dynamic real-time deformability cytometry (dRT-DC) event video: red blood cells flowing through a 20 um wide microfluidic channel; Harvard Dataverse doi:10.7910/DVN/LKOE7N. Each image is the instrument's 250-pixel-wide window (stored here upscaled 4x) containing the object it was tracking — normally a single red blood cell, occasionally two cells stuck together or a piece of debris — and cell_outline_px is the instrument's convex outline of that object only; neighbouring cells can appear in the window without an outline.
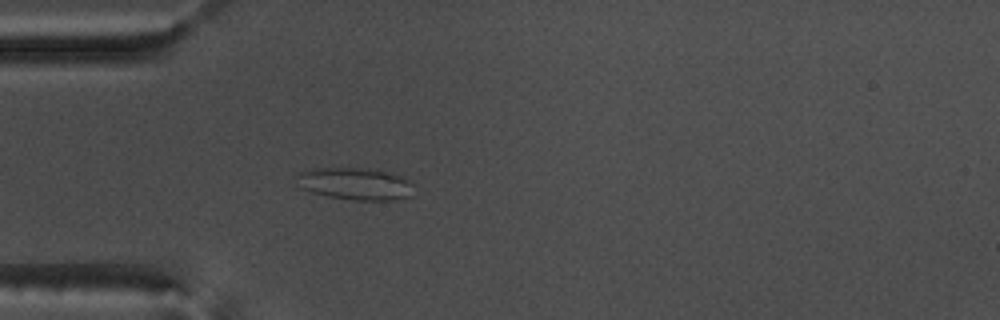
{"species": "common noctule bat (a hibernating species)", "species_latin": "Nyctalus noctula", "temperature_condition": "warm", "stored_images_in_passage": 45, "camera_frame_rate_fps": 3000, "um_per_image_px": 0.085, "animal": {"sex": "male", "body_mass_g": 17.5, "forearm_length_mm": 52.3}, "frame": {"image": 1, "passage_image": 6, "time_ms": 1.667, "image_size_px": [1000, 320], "cell_outline_px": [[412, 184], [408, 196], [392, 200], [356, 200], [328, 196], [312, 192], [300, 188], [300, 172], [316, 168], [360, 168], [384, 172], [404, 176]], "centroid_in_image_um": [30.2, 15.62], "position_along_channel_um": 54.8, "area_um2": 21.27}}
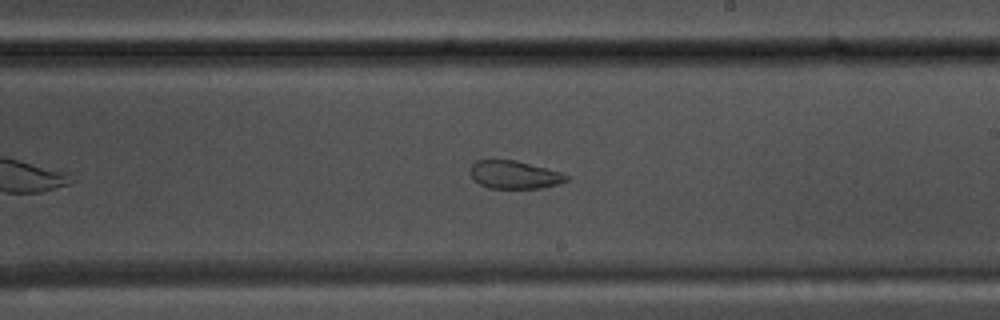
{"frame": {"image": 2, "passage_image": 22, "time_ms": 7.0, "image_size_px": [1000, 320], "cell_outline_px": [[568, 180], [556, 184], [540, 188], [488, 188], [472, 180], [472, 164], [476, 160], [516, 160], [560, 172], [568, 176]], "centroid_in_image_um": [43.7, 14.85], "position_along_channel_um": 245.3, "area_um2": 15.43}}
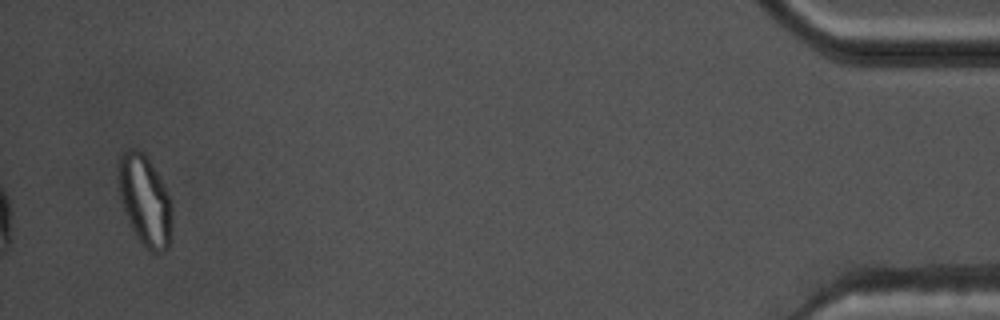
{"frame": {"image": 3, "passage_image": 43, "time_ms": 14.0, "image_size_px": [1000, 320], "cell_outline_px": [[172, 220], [168, 248], [164, 252], [148, 252], [144, 248], [136, 236], [132, 228], [124, 208], [120, 196], [120, 156], [128, 148], [136, 148], [144, 152], [160, 176], [168, 192], [172, 208]], "centroid_in_image_um": [12.36, 17.06], "position_along_channel_um": 422.8, "area_um2": 28.09}, "authors_computed_cell_mechanics": {"area_um2": 21.1548, "velocity_mm_per_s": 3.7085, "shape_relaxation_time_tau1_ms": null, "shape_relaxation_time_tau2_ms": 1.6339, "deformation_change_tau1": null, "deformation_change_tau2": 0.071}}